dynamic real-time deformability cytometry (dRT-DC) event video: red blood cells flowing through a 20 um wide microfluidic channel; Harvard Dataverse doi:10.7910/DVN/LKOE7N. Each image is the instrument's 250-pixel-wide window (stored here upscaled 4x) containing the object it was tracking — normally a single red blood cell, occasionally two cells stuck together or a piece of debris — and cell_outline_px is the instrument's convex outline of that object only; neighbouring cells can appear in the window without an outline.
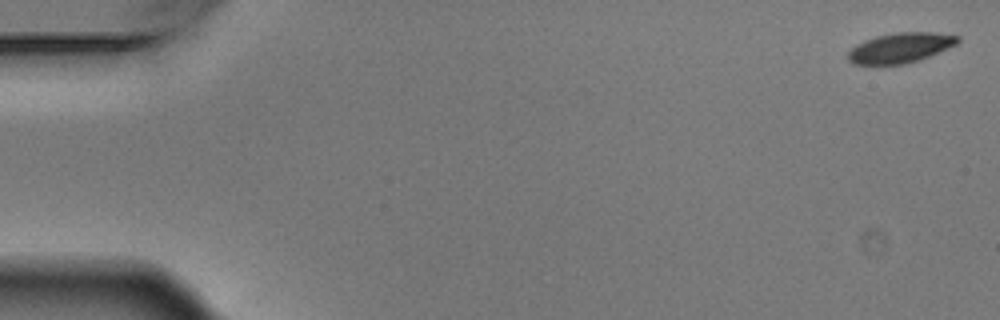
{"species": "Egyptian fruit bat (a non-hibernating species)", "species_latin": "Rousettus aegyptiacus", "temperature_condition": "warm", "stored_images_in_passage": 7, "camera_frame_rate_fps": 3000, "um_per_image_px": 0.085, "animal": {"sex": "male"}, "frame": {"image": 1, "passage_image": 1, "time_ms": 0.0, "image_size_px": [1000, 320], "cell_outline_px": [[960, 40], [956, 44], [948, 48], [920, 60], [904, 64], [852, 64], [848, 60], [848, 52], [856, 44], [876, 36], [896, 32], [932, 32], [960, 36]], "centroid_in_image_um": [76.54, 4.06], "position_along_channel_um": 8.5, "area_um2": 19.13}}
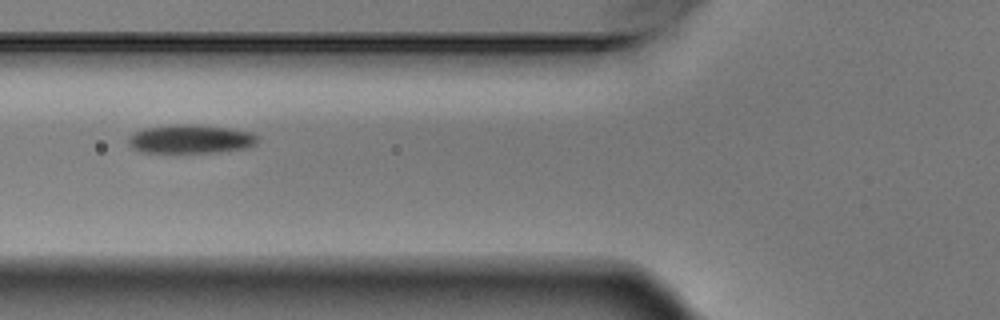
{"frame": {"image": 2, "passage_image": 6, "time_ms": 1.667, "image_size_px": [1000, 320], "cell_outline_px": [[256, 144], [244, 148], [212, 152], [140, 152], [132, 148], [128, 144], [128, 136], [144, 128], [172, 124], [196, 124], [232, 128], [252, 132], [256, 136]], "centroid_in_image_um": [16.16, 11.8], "position_along_channel_um": 109.6, "area_um2": 21.62}}
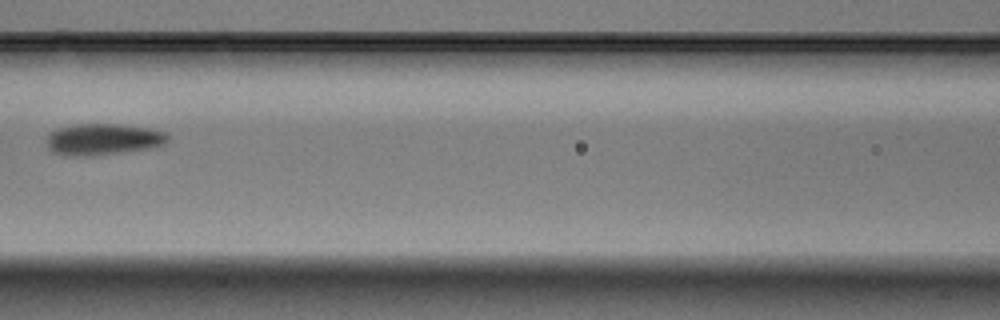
{"frame": {"image": 3, "passage_image": 7, "time_ms": 2.0, "image_size_px": [1000, 320], "cell_outline_px": [[168, 140], [164, 144], [148, 148], [92, 156], [64, 156], [52, 152], [48, 148], [48, 136], [56, 128], [72, 124], [120, 124], [148, 128], [164, 132], [168, 136]], "centroid_in_image_um": [8.71, 11.84], "position_along_channel_um": 157.9, "area_um2": 22.14}}